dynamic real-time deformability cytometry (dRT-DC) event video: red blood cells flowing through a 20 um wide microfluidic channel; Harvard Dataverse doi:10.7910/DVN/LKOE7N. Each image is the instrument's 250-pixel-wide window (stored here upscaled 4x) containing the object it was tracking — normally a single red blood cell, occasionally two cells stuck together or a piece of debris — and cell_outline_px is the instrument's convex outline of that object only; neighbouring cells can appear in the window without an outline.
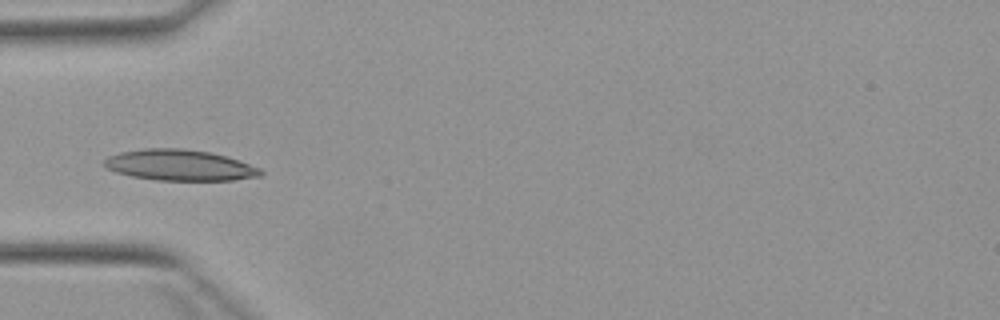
{"species": "Egyptian fruit bat (a non-hibernating species)", "species_latin": "Rousettus aegyptiacus", "temperature_condition": "warm", "stored_images_in_passage": 4, "camera_frame_rate_fps": 3000, "um_per_image_px": 0.085, "animal": {"sex": "female"}, "frame": {"image": 1, "passage_image": 3, "time_ms": 3.333, "image_size_px": [1000, 320], "cell_outline_px": [[264, 172], [260, 176], [232, 180], [156, 180], [132, 176], [116, 172], [100, 164], [108, 156], [120, 152], [144, 148], [184, 148], [212, 152], [260, 168]], "centroid_in_image_um": [15.23, 14.03], "position_along_channel_um": 69.8, "area_um2": 28.15}}